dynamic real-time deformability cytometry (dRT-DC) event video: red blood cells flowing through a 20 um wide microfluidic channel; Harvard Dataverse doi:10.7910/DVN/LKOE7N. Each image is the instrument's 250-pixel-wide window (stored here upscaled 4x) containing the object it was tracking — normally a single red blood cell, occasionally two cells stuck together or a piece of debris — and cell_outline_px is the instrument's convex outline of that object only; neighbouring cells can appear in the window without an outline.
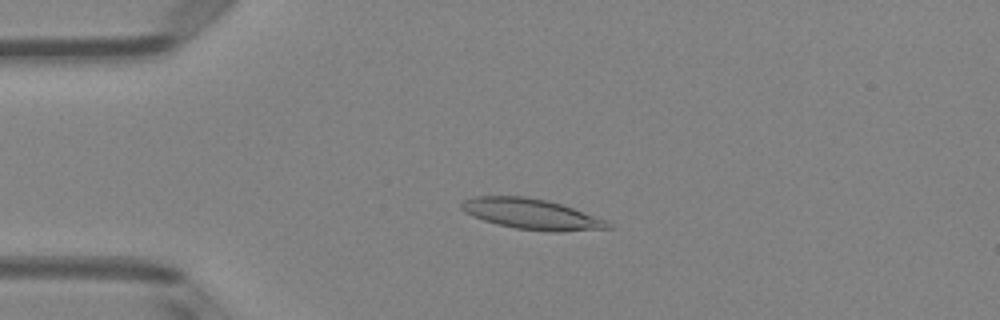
{"species": "Egyptian fruit bat (a non-hibernating species)", "species_latin": "Rousettus aegyptiacus", "temperature_condition": "room temperature", "stored_images_in_passage": 50, "camera_frame_rate_fps": 3000, "um_per_image_px": 0.085, "animal": {"sex": "female"}, "frame": {"image": 1, "passage_image": 12, "time_ms": 3.667, "image_size_px": [1000, 320], "cell_outline_px": [[612, 228], [560, 232], [548, 232], [516, 228], [496, 224], [472, 216], [464, 212], [460, 208], [460, 204], [464, 200], [472, 196], [524, 196], [548, 200], [572, 208], [604, 220], [612, 224]], "centroid_in_image_um": [45.13, 18.19], "position_along_channel_um": 39.9, "area_um2": 26.01}}
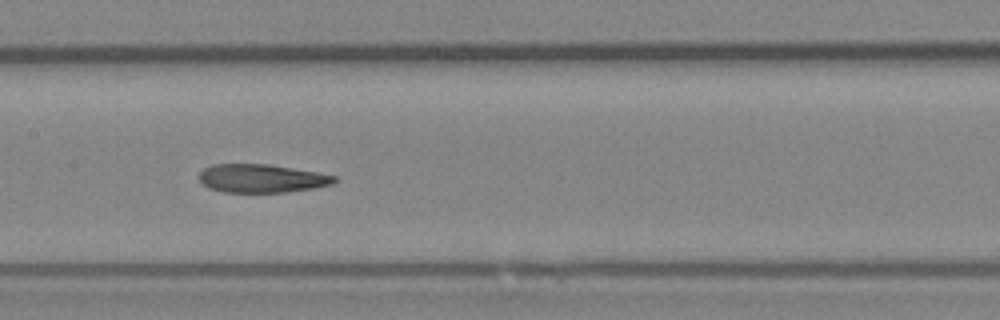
{"frame": {"image": 2, "passage_image": 25, "time_ms": 8.0, "image_size_px": [1000, 320], "cell_outline_px": [[340, 180], [332, 184], [316, 188], [284, 192], [224, 192], [208, 188], [196, 176], [204, 168], [212, 164], [268, 164], [316, 172], [336, 176]], "centroid_in_image_um": [22.24, 15.16], "position_along_channel_um": 185.2, "area_um2": 22.48}}
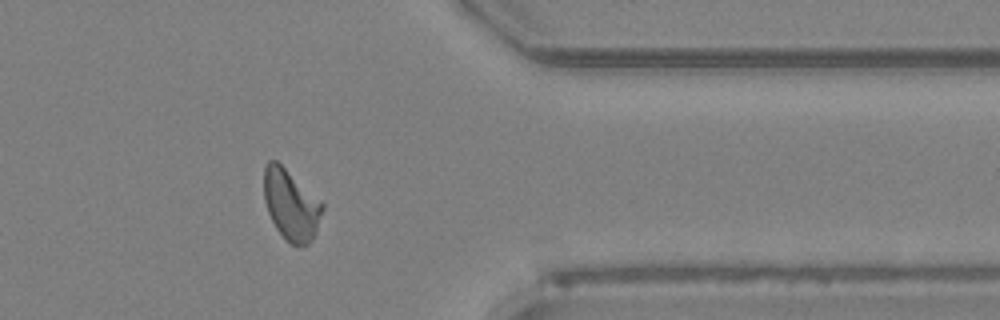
{"frame": {"image": 3, "passage_image": 41, "time_ms": 13.333, "image_size_px": [1000, 320], "cell_outline_px": [[324, 208], [316, 232], [312, 240], [308, 244], [292, 244], [276, 228], [268, 212], [264, 200], [264, 168], [268, 160], [276, 160], [324, 204]], "centroid_in_image_um": [24.73, 17.39], "position_along_channel_um": 386.7, "area_um2": 23.58}, "authors_computed_cell_mechanics": {"area_um2": 23.5824, "velocity_mm_per_s": 4.0584, "shape_relaxation_time_tau1_ms": 5.067, "shape_relaxation_time_tau2_ms": 2.7653, "deformation_change_tau1": 0.203, "deformation_change_tau2": 0.1128}}